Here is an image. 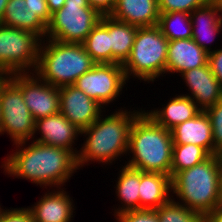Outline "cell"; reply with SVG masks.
Here are the masks:
<instances>
[{"instance_id":"cell-13","label":"cell","mask_w":222,"mask_h":222,"mask_svg":"<svg viewBox=\"0 0 222 222\" xmlns=\"http://www.w3.org/2000/svg\"><path fill=\"white\" fill-rule=\"evenodd\" d=\"M180 76L191 93L183 95L190 97L202 111L222 100V87L208 64L187 70Z\"/></svg>"},{"instance_id":"cell-31","label":"cell","mask_w":222,"mask_h":222,"mask_svg":"<svg viewBox=\"0 0 222 222\" xmlns=\"http://www.w3.org/2000/svg\"><path fill=\"white\" fill-rule=\"evenodd\" d=\"M118 222H159L155 210H130L114 216Z\"/></svg>"},{"instance_id":"cell-36","label":"cell","mask_w":222,"mask_h":222,"mask_svg":"<svg viewBox=\"0 0 222 222\" xmlns=\"http://www.w3.org/2000/svg\"><path fill=\"white\" fill-rule=\"evenodd\" d=\"M205 222H222V206L216 207L205 216Z\"/></svg>"},{"instance_id":"cell-2","label":"cell","mask_w":222,"mask_h":222,"mask_svg":"<svg viewBox=\"0 0 222 222\" xmlns=\"http://www.w3.org/2000/svg\"><path fill=\"white\" fill-rule=\"evenodd\" d=\"M142 110L131 111L130 108L128 111L121 107L113 114L102 113L89 127L83 129L80 136L86 138L77 154L79 169L90 162L92 164V161L112 165L113 161L127 156L130 130L135 117Z\"/></svg>"},{"instance_id":"cell-5","label":"cell","mask_w":222,"mask_h":222,"mask_svg":"<svg viewBox=\"0 0 222 222\" xmlns=\"http://www.w3.org/2000/svg\"><path fill=\"white\" fill-rule=\"evenodd\" d=\"M96 64L86 52L83 44L64 43L46 38L40 44L35 73L43 81L62 87L73 85L79 77Z\"/></svg>"},{"instance_id":"cell-37","label":"cell","mask_w":222,"mask_h":222,"mask_svg":"<svg viewBox=\"0 0 222 222\" xmlns=\"http://www.w3.org/2000/svg\"><path fill=\"white\" fill-rule=\"evenodd\" d=\"M46 2H47L48 10L51 14L61 9L63 5L65 4V0H46Z\"/></svg>"},{"instance_id":"cell-35","label":"cell","mask_w":222,"mask_h":222,"mask_svg":"<svg viewBox=\"0 0 222 222\" xmlns=\"http://www.w3.org/2000/svg\"><path fill=\"white\" fill-rule=\"evenodd\" d=\"M88 2L101 15H109L116 4V0H88Z\"/></svg>"},{"instance_id":"cell-16","label":"cell","mask_w":222,"mask_h":222,"mask_svg":"<svg viewBox=\"0 0 222 222\" xmlns=\"http://www.w3.org/2000/svg\"><path fill=\"white\" fill-rule=\"evenodd\" d=\"M208 53L192 38L169 41L166 74L179 73L208 64Z\"/></svg>"},{"instance_id":"cell-21","label":"cell","mask_w":222,"mask_h":222,"mask_svg":"<svg viewBox=\"0 0 222 222\" xmlns=\"http://www.w3.org/2000/svg\"><path fill=\"white\" fill-rule=\"evenodd\" d=\"M140 210H155L172 197L171 177L157 172L140 170Z\"/></svg>"},{"instance_id":"cell-14","label":"cell","mask_w":222,"mask_h":222,"mask_svg":"<svg viewBox=\"0 0 222 222\" xmlns=\"http://www.w3.org/2000/svg\"><path fill=\"white\" fill-rule=\"evenodd\" d=\"M37 132L41 136L34 139ZM79 135H81V131L68 121L62 113H58L35 121L33 141L68 149L77 156L79 151L73 145L75 144L74 140L77 141Z\"/></svg>"},{"instance_id":"cell-8","label":"cell","mask_w":222,"mask_h":222,"mask_svg":"<svg viewBox=\"0 0 222 222\" xmlns=\"http://www.w3.org/2000/svg\"><path fill=\"white\" fill-rule=\"evenodd\" d=\"M101 16L88 0H65L63 7L51 14L46 38L82 44Z\"/></svg>"},{"instance_id":"cell-17","label":"cell","mask_w":222,"mask_h":222,"mask_svg":"<svg viewBox=\"0 0 222 222\" xmlns=\"http://www.w3.org/2000/svg\"><path fill=\"white\" fill-rule=\"evenodd\" d=\"M112 18L136 27L158 25V0H116L109 14Z\"/></svg>"},{"instance_id":"cell-28","label":"cell","mask_w":222,"mask_h":222,"mask_svg":"<svg viewBox=\"0 0 222 222\" xmlns=\"http://www.w3.org/2000/svg\"><path fill=\"white\" fill-rule=\"evenodd\" d=\"M172 197L155 209L159 222H205V215L192 211Z\"/></svg>"},{"instance_id":"cell-33","label":"cell","mask_w":222,"mask_h":222,"mask_svg":"<svg viewBox=\"0 0 222 222\" xmlns=\"http://www.w3.org/2000/svg\"><path fill=\"white\" fill-rule=\"evenodd\" d=\"M26 6L46 24L48 25L51 20V13L48 10L46 0H25Z\"/></svg>"},{"instance_id":"cell-39","label":"cell","mask_w":222,"mask_h":222,"mask_svg":"<svg viewBox=\"0 0 222 222\" xmlns=\"http://www.w3.org/2000/svg\"><path fill=\"white\" fill-rule=\"evenodd\" d=\"M222 16V0H209Z\"/></svg>"},{"instance_id":"cell-9","label":"cell","mask_w":222,"mask_h":222,"mask_svg":"<svg viewBox=\"0 0 222 222\" xmlns=\"http://www.w3.org/2000/svg\"><path fill=\"white\" fill-rule=\"evenodd\" d=\"M0 134L13 143L33 139L35 120L24 102L21 89L8 77L0 81Z\"/></svg>"},{"instance_id":"cell-10","label":"cell","mask_w":222,"mask_h":222,"mask_svg":"<svg viewBox=\"0 0 222 222\" xmlns=\"http://www.w3.org/2000/svg\"><path fill=\"white\" fill-rule=\"evenodd\" d=\"M126 83L128 81L121 64L98 63L73 85L106 108L120 97Z\"/></svg>"},{"instance_id":"cell-30","label":"cell","mask_w":222,"mask_h":222,"mask_svg":"<svg viewBox=\"0 0 222 222\" xmlns=\"http://www.w3.org/2000/svg\"><path fill=\"white\" fill-rule=\"evenodd\" d=\"M209 0H158L160 13L186 12L191 13L194 9L204 6Z\"/></svg>"},{"instance_id":"cell-4","label":"cell","mask_w":222,"mask_h":222,"mask_svg":"<svg viewBox=\"0 0 222 222\" xmlns=\"http://www.w3.org/2000/svg\"><path fill=\"white\" fill-rule=\"evenodd\" d=\"M172 148L171 131L159 126L142 110L135 117L130 130L127 152L130 157L125 165L171 177Z\"/></svg>"},{"instance_id":"cell-1","label":"cell","mask_w":222,"mask_h":222,"mask_svg":"<svg viewBox=\"0 0 222 222\" xmlns=\"http://www.w3.org/2000/svg\"><path fill=\"white\" fill-rule=\"evenodd\" d=\"M31 142L26 140L13 144L16 150H12L1 162L5 175L26 179L46 189L64 188L65 183L79 170L77 156L62 147Z\"/></svg>"},{"instance_id":"cell-20","label":"cell","mask_w":222,"mask_h":222,"mask_svg":"<svg viewBox=\"0 0 222 222\" xmlns=\"http://www.w3.org/2000/svg\"><path fill=\"white\" fill-rule=\"evenodd\" d=\"M171 98L169 102L163 108L159 107L153 110H143L149 115L159 126L166 128L167 130L173 129L175 126L192 119L198 115L202 110L196 105V103L188 96L183 94Z\"/></svg>"},{"instance_id":"cell-38","label":"cell","mask_w":222,"mask_h":222,"mask_svg":"<svg viewBox=\"0 0 222 222\" xmlns=\"http://www.w3.org/2000/svg\"><path fill=\"white\" fill-rule=\"evenodd\" d=\"M8 0H0V21L2 20Z\"/></svg>"},{"instance_id":"cell-32","label":"cell","mask_w":222,"mask_h":222,"mask_svg":"<svg viewBox=\"0 0 222 222\" xmlns=\"http://www.w3.org/2000/svg\"><path fill=\"white\" fill-rule=\"evenodd\" d=\"M0 222H33L30 210L25 208L2 209Z\"/></svg>"},{"instance_id":"cell-34","label":"cell","mask_w":222,"mask_h":222,"mask_svg":"<svg viewBox=\"0 0 222 222\" xmlns=\"http://www.w3.org/2000/svg\"><path fill=\"white\" fill-rule=\"evenodd\" d=\"M208 65L222 87V48L213 49L208 55Z\"/></svg>"},{"instance_id":"cell-22","label":"cell","mask_w":222,"mask_h":222,"mask_svg":"<svg viewBox=\"0 0 222 222\" xmlns=\"http://www.w3.org/2000/svg\"><path fill=\"white\" fill-rule=\"evenodd\" d=\"M25 0H8L1 24L24 29L46 39L47 25L26 6Z\"/></svg>"},{"instance_id":"cell-11","label":"cell","mask_w":222,"mask_h":222,"mask_svg":"<svg viewBox=\"0 0 222 222\" xmlns=\"http://www.w3.org/2000/svg\"><path fill=\"white\" fill-rule=\"evenodd\" d=\"M7 76L21 89L24 102L35 121L60 113L59 87L43 81L36 73Z\"/></svg>"},{"instance_id":"cell-26","label":"cell","mask_w":222,"mask_h":222,"mask_svg":"<svg viewBox=\"0 0 222 222\" xmlns=\"http://www.w3.org/2000/svg\"><path fill=\"white\" fill-rule=\"evenodd\" d=\"M158 26L168 41L192 38L189 13L180 11L160 13Z\"/></svg>"},{"instance_id":"cell-23","label":"cell","mask_w":222,"mask_h":222,"mask_svg":"<svg viewBox=\"0 0 222 222\" xmlns=\"http://www.w3.org/2000/svg\"><path fill=\"white\" fill-rule=\"evenodd\" d=\"M117 181H116V195L121 201V206L116 209L114 208V216L130 211V210H140V170L128 167L124 164L120 167Z\"/></svg>"},{"instance_id":"cell-18","label":"cell","mask_w":222,"mask_h":222,"mask_svg":"<svg viewBox=\"0 0 222 222\" xmlns=\"http://www.w3.org/2000/svg\"><path fill=\"white\" fill-rule=\"evenodd\" d=\"M192 39L208 54L211 53L215 36L222 31V16L215 6L208 1L204 6L190 13ZM207 40V41H206ZM210 44V45H209Z\"/></svg>"},{"instance_id":"cell-40","label":"cell","mask_w":222,"mask_h":222,"mask_svg":"<svg viewBox=\"0 0 222 222\" xmlns=\"http://www.w3.org/2000/svg\"><path fill=\"white\" fill-rule=\"evenodd\" d=\"M5 77V75L0 71V81Z\"/></svg>"},{"instance_id":"cell-27","label":"cell","mask_w":222,"mask_h":222,"mask_svg":"<svg viewBox=\"0 0 222 222\" xmlns=\"http://www.w3.org/2000/svg\"><path fill=\"white\" fill-rule=\"evenodd\" d=\"M210 156L203 147L195 144H173L171 179L178 172L200 164Z\"/></svg>"},{"instance_id":"cell-3","label":"cell","mask_w":222,"mask_h":222,"mask_svg":"<svg viewBox=\"0 0 222 222\" xmlns=\"http://www.w3.org/2000/svg\"><path fill=\"white\" fill-rule=\"evenodd\" d=\"M171 188L177 202L206 216L222 201L221 154L178 172L171 179Z\"/></svg>"},{"instance_id":"cell-24","label":"cell","mask_w":222,"mask_h":222,"mask_svg":"<svg viewBox=\"0 0 222 222\" xmlns=\"http://www.w3.org/2000/svg\"><path fill=\"white\" fill-rule=\"evenodd\" d=\"M90 57L98 63L112 64L110 47V16L102 15L98 24L82 43Z\"/></svg>"},{"instance_id":"cell-25","label":"cell","mask_w":222,"mask_h":222,"mask_svg":"<svg viewBox=\"0 0 222 222\" xmlns=\"http://www.w3.org/2000/svg\"><path fill=\"white\" fill-rule=\"evenodd\" d=\"M136 26L115 20L110 16V47L112 64L123 65L129 58L137 33Z\"/></svg>"},{"instance_id":"cell-6","label":"cell","mask_w":222,"mask_h":222,"mask_svg":"<svg viewBox=\"0 0 222 222\" xmlns=\"http://www.w3.org/2000/svg\"><path fill=\"white\" fill-rule=\"evenodd\" d=\"M168 44L158 25L138 27L130 56L122 65L127 81L134 77L153 83L165 76Z\"/></svg>"},{"instance_id":"cell-7","label":"cell","mask_w":222,"mask_h":222,"mask_svg":"<svg viewBox=\"0 0 222 222\" xmlns=\"http://www.w3.org/2000/svg\"><path fill=\"white\" fill-rule=\"evenodd\" d=\"M42 39L31 31L0 23V71L5 75L35 73Z\"/></svg>"},{"instance_id":"cell-19","label":"cell","mask_w":222,"mask_h":222,"mask_svg":"<svg viewBox=\"0 0 222 222\" xmlns=\"http://www.w3.org/2000/svg\"><path fill=\"white\" fill-rule=\"evenodd\" d=\"M173 144H195L214 155V142L209 116L205 111L170 130Z\"/></svg>"},{"instance_id":"cell-29","label":"cell","mask_w":222,"mask_h":222,"mask_svg":"<svg viewBox=\"0 0 222 222\" xmlns=\"http://www.w3.org/2000/svg\"><path fill=\"white\" fill-rule=\"evenodd\" d=\"M209 116L214 142V155L222 153V100L205 110Z\"/></svg>"},{"instance_id":"cell-15","label":"cell","mask_w":222,"mask_h":222,"mask_svg":"<svg viewBox=\"0 0 222 222\" xmlns=\"http://www.w3.org/2000/svg\"><path fill=\"white\" fill-rule=\"evenodd\" d=\"M64 189V190H63ZM66 188H56L47 191L38 202L27 207L32 215L33 222H72L76 209L72 197L65 191Z\"/></svg>"},{"instance_id":"cell-12","label":"cell","mask_w":222,"mask_h":222,"mask_svg":"<svg viewBox=\"0 0 222 222\" xmlns=\"http://www.w3.org/2000/svg\"><path fill=\"white\" fill-rule=\"evenodd\" d=\"M60 113L80 131L89 127L106 112L97 101L74 85L59 87Z\"/></svg>"}]
</instances>
